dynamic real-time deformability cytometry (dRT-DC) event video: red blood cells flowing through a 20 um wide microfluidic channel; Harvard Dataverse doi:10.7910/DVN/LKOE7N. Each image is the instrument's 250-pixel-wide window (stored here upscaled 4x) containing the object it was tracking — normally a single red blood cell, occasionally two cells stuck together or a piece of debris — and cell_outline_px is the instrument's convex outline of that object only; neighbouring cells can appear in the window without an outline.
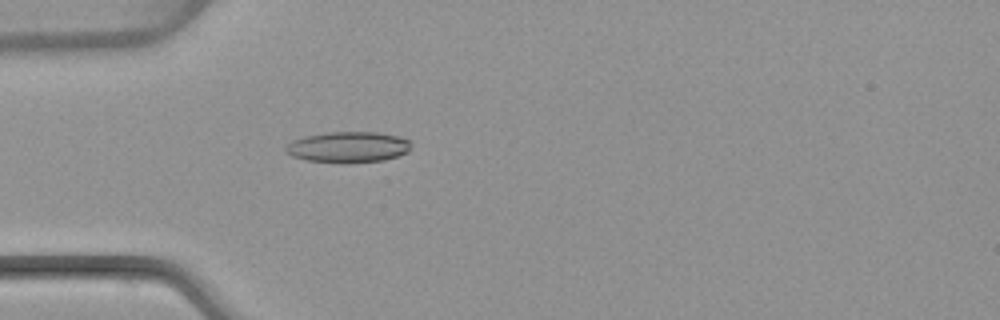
{"species": "common noctule bat (a hibernating species)", "species_latin": "Nyctalus noctula", "temperature_condition": "warm", "stored_images_in_passage": 50, "camera_frame_rate_fps": 3000, "um_per_image_px": 0.085, "animal": {"sex": "female", "body_mass_g": 22.7, "forearm_length_mm": 54.2}, "frame": {"image": 1, "passage_image": 15, "time_ms": 4.667, "image_size_px": [1000, 320], "cell_outline_px": [[412, 140], [408, 152], [384, 160], [352, 164], [340, 164], [308, 160], [292, 156], [284, 152], [284, 148], [292, 140], [304, 136], [328, 132], [376, 132], [400, 136]], "centroid_in_image_um": [29.59, 12.51], "position_along_channel_um": 55.4, "area_um2": 23.06}}
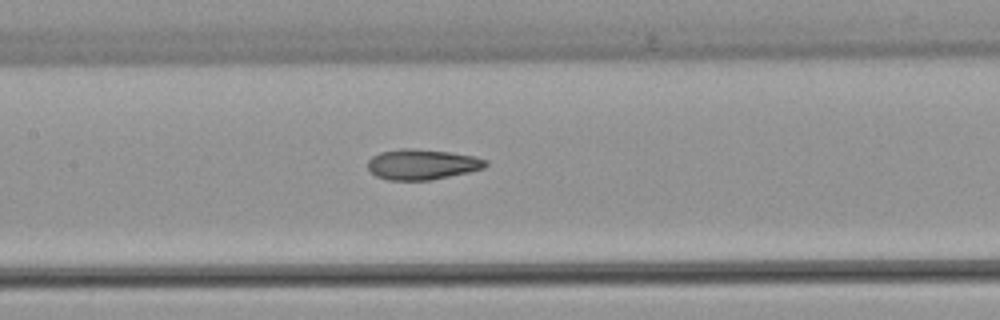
{"frame": {"image": 2, "passage_image": 24, "time_ms": 7.667, "image_size_px": [1000, 320], "cell_outline_px": [[488, 164], [484, 168], [468, 172], [428, 180], [388, 180], [376, 176], [368, 168], [368, 160], [372, 156], [380, 152], [400, 148], [412, 148], [448, 152], [476, 156], [488, 160]], "centroid_in_image_um": [35.88, 13.96], "position_along_channel_um": 171.5, "area_um2": 20.87}}
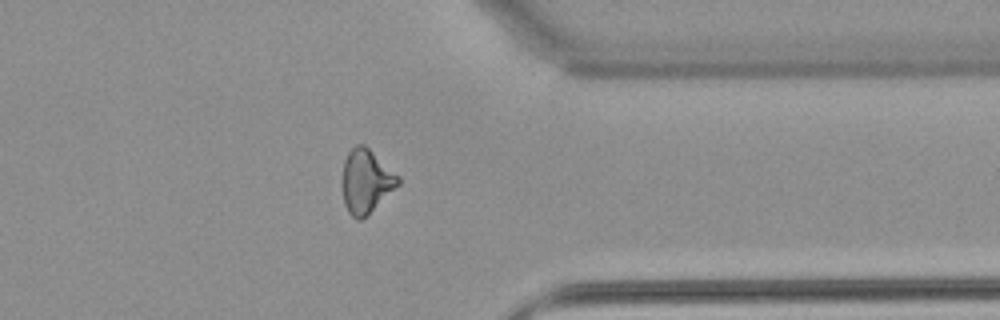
{"frame": {"image": 3, "passage_image": 40, "time_ms": 13.0, "image_size_px": [1000, 320], "cell_outline_px": [[400, 184], [360, 220], [356, 220], [348, 212], [344, 204], [340, 180], [344, 160], [348, 152], [356, 144], [364, 144], [400, 176]], "centroid_in_image_um": [31.08, 15.38], "position_along_channel_um": 380.3, "area_um2": 20.87}, "authors_computed_cell_mechanics": {"area_um2": 21.097, "velocity_mm_per_s": 4.0783, "shape_relaxation_time_tau1_ms": null, "shape_relaxation_time_tau2_ms": 2.8073, "deformation_change_tau1": null, "deformation_change_tau2": 0.0933}}